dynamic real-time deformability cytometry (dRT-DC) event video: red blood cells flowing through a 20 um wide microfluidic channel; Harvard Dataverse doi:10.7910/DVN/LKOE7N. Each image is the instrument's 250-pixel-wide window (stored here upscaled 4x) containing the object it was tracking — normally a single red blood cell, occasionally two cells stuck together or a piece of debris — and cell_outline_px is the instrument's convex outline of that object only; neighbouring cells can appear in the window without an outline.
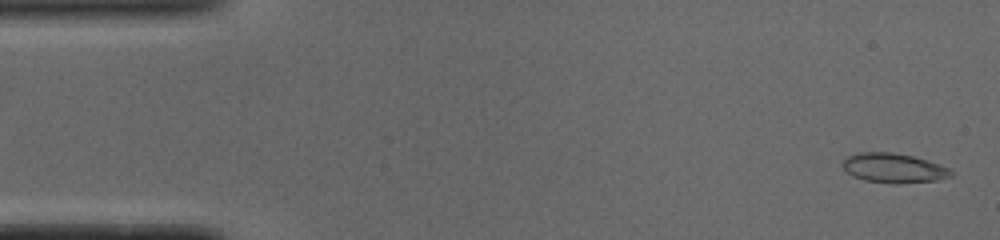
{"species": "common noctule bat (a hibernating species)", "species_latin": "Nyctalus noctula", "temperature_condition": "cold", "stored_images_in_passage": 51, "camera_frame_rate_fps": 3000, "um_per_image_px": 0.085, "animal": {"sex": "male", "body_mass_g": 19.0, "forearm_length_mm": 50.8}, "frame": {"image": 1, "passage_image": 2, "time_ms": 0.333, "image_size_px": [1000, 240], "cell_outline_px": [[952, 176], [936, 180], [896, 184], [892, 184], [864, 180], [852, 176], [840, 164], [848, 156], [856, 152], [892, 152], [912, 156], [948, 168], [952, 172]], "centroid_in_image_um": [75.9, 14.29], "position_along_channel_um": 9.1, "area_um2": 18.5}}
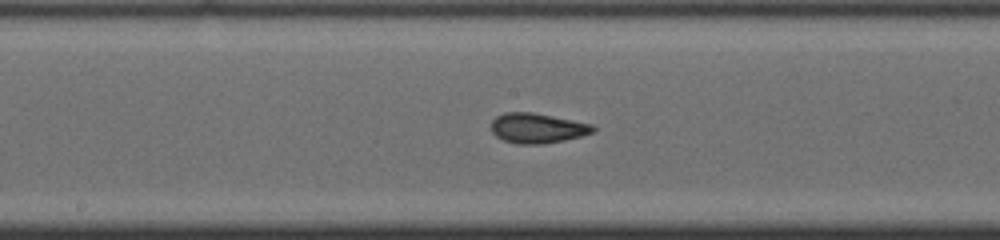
{"frame": {"image": 2, "passage_image": 26, "time_ms": 8.333, "image_size_px": [1000, 240], "cell_outline_px": [[596, 132], [564, 140], [544, 144], [516, 144], [504, 140], [496, 136], [492, 132], [492, 120], [496, 116], [504, 112], [532, 112], [592, 124], [596, 128]], "centroid_in_image_um": [45.67, 10.89], "position_along_channel_um": 202.5, "area_um2": 17.8}}
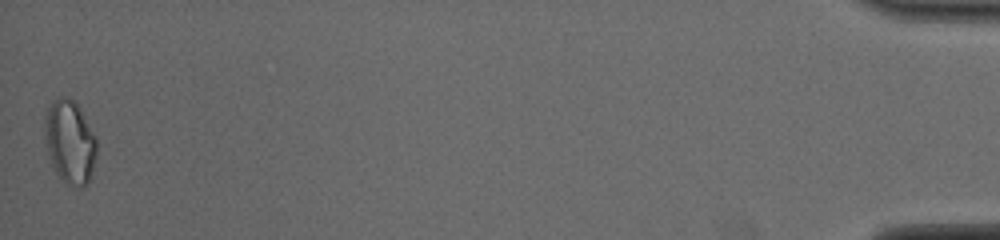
{"frame": {"image": 3, "passage_image": 51, "time_ms": 16.667, "image_size_px": [1000, 240], "cell_outline_px": [[96, 156], [92, 176], [88, 184], [80, 188], [72, 188], [64, 184], [56, 172], [52, 164], [48, 152], [48, 108], [52, 100], [60, 96], [64, 96], [72, 100], [80, 108], [96, 136]], "centroid_in_image_um": [6.02, 12.15], "position_along_channel_um": 429.2, "area_um2": 24.85}, "authors_computed_cell_mechanics": {"area_um2": 17.7446, "velocity_mm_per_s": 3.9002, "shape_relaxation_time_tau1_ms": 5.4773, "shape_relaxation_time_tau2_ms": 2.076, "deformation_change_tau1": 0.1781, "deformation_change_tau2": 0.0825}}